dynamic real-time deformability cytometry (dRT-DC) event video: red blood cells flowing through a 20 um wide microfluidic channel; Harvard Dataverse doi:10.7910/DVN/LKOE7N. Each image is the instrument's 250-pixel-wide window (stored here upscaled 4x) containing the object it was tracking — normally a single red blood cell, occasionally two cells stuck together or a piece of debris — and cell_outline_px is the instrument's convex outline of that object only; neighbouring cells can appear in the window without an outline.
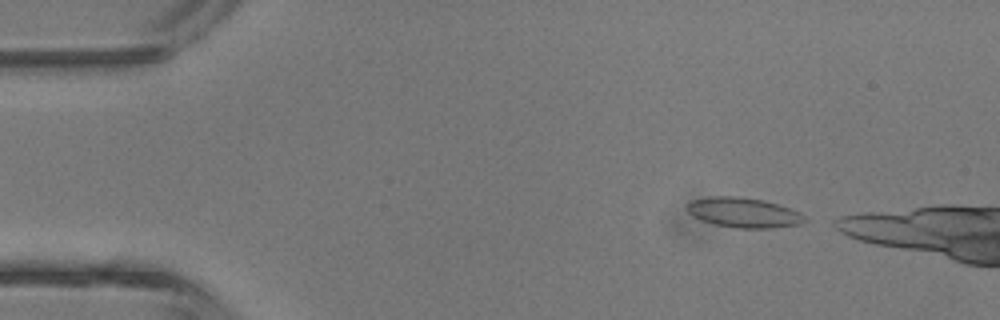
{"species": "common noctule bat (a hibernating species)", "species_latin": "Nyctalus noctula", "temperature_condition": "room temperature", "stored_images_in_passage": 3, "camera_frame_rate_fps": 3000, "um_per_image_px": 0.085, "animal": {"sex": "male", "body_mass_g": 13.3}, "frame": {"image": 1, "passage_image": 1, "time_ms": 0.0, "image_size_px": [1000, 320], "cell_outline_px": [[808, 220], [800, 224], [772, 228], [736, 228], [716, 224], [700, 220], [692, 216], [688, 212], [688, 204], [692, 200], [712, 196], [736, 196], [764, 200], [800, 212]], "centroid_in_image_um": [63.21, 18.07], "position_along_channel_um": 21.8, "area_um2": 20.4}}